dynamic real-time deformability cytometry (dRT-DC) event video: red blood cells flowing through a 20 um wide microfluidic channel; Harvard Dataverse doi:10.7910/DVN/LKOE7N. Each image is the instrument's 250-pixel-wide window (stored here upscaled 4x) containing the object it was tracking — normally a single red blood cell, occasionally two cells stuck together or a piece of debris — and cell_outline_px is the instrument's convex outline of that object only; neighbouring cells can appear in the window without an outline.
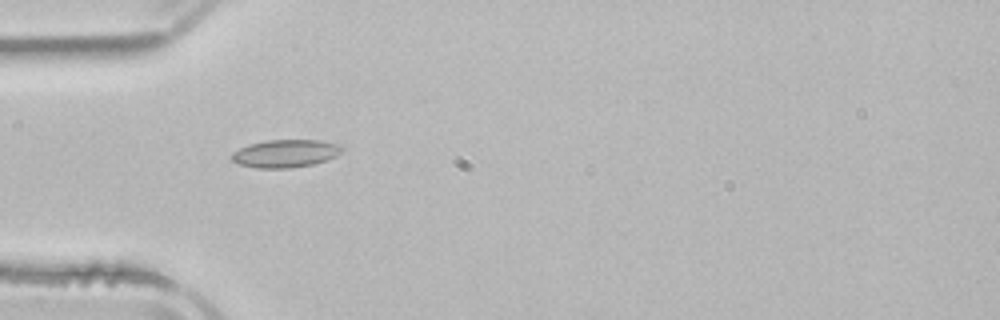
{"species": "common noctule bat (a hibernating species)", "species_latin": "Nyctalus noctula", "temperature_condition": "room temperature", "stored_images_in_passage": 4, "camera_frame_rate_fps": 3000, "um_per_image_px": 0.085, "animal": {"sex": "male", "body_mass_g": 21.5, "forearm_length_mm": 52.0}, "frame": {"image": 1, "passage_image": 4, "time_ms": 5.0, "image_size_px": [1000, 320], "cell_outline_px": [[344, 148], [336, 156], [328, 160], [312, 164], [292, 168], [256, 168], [240, 164], [232, 160], [228, 156], [232, 152], [248, 144], [268, 140], [320, 140], [336, 144]], "centroid_in_image_um": [24.23, 13.05], "position_along_channel_um": 60.8, "area_um2": 17.92}}